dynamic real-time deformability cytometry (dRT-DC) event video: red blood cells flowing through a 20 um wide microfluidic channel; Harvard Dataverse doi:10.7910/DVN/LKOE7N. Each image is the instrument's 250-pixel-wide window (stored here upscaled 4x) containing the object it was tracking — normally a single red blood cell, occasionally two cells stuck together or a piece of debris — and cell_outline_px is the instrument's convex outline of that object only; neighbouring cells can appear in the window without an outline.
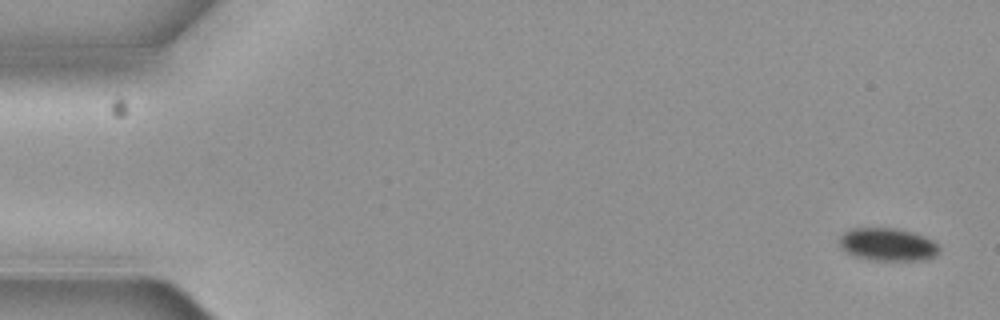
{"species": "common noctule bat (a hibernating species)", "species_latin": "Nyctalus noctula", "temperature_condition": "cold", "stored_images_in_passage": 5, "camera_frame_rate_fps": 3000, "um_per_image_px": 0.085, "animal": {"sex": "female", "body_mass_g": 19.3, "forearm_length_mm": 54.1}, "frame": {"image": 1, "passage_image": 1, "time_ms": 0.0, "image_size_px": [1000, 320], "cell_outline_px": [[940, 252], [936, 256], [920, 260], [876, 260], [856, 256], [840, 248], [840, 236], [844, 232], [852, 228], [896, 228], [912, 232], [924, 236], [932, 240], [940, 248]], "centroid_in_image_um": [75.47, 20.77], "position_along_channel_um": 9.5, "area_um2": 18.96}}
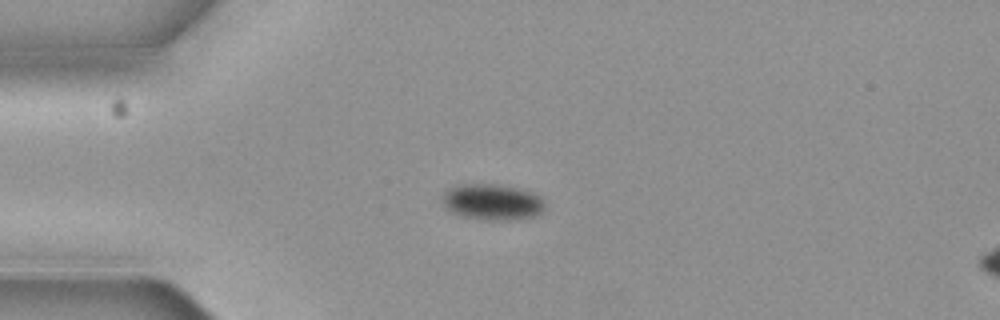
{"frame": {"image": 2, "passage_image": 4, "time_ms": 1.0, "image_size_px": [1000, 320], "cell_outline_px": [[544, 208], [536, 216], [516, 220], [484, 220], [460, 216], [444, 208], [440, 196], [448, 188], [460, 184], [492, 184], [516, 188], [532, 192], [540, 200]], "centroid_in_image_um": [41.74, 17.19], "position_along_channel_um": 43.3, "area_um2": 21.56}}